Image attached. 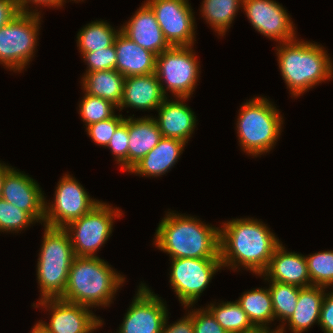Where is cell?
I'll return each mask as SVG.
<instances>
[{
    "instance_id": "1",
    "label": "cell",
    "mask_w": 333,
    "mask_h": 333,
    "mask_svg": "<svg viewBox=\"0 0 333 333\" xmlns=\"http://www.w3.org/2000/svg\"><path fill=\"white\" fill-rule=\"evenodd\" d=\"M276 237L267 224L257 218H236L223 222L219 241L222 268L240 270L243 267L257 276L261 275L281 243Z\"/></svg>"
},
{
    "instance_id": "2",
    "label": "cell",
    "mask_w": 333,
    "mask_h": 333,
    "mask_svg": "<svg viewBox=\"0 0 333 333\" xmlns=\"http://www.w3.org/2000/svg\"><path fill=\"white\" fill-rule=\"evenodd\" d=\"M153 240L156 248L171 259L220 258V227L205 224L194 216L167 212Z\"/></svg>"
},
{
    "instance_id": "3",
    "label": "cell",
    "mask_w": 333,
    "mask_h": 333,
    "mask_svg": "<svg viewBox=\"0 0 333 333\" xmlns=\"http://www.w3.org/2000/svg\"><path fill=\"white\" fill-rule=\"evenodd\" d=\"M276 50L281 76L294 98L333 78V61L318 43L295 38L279 43Z\"/></svg>"
},
{
    "instance_id": "4",
    "label": "cell",
    "mask_w": 333,
    "mask_h": 333,
    "mask_svg": "<svg viewBox=\"0 0 333 333\" xmlns=\"http://www.w3.org/2000/svg\"><path fill=\"white\" fill-rule=\"evenodd\" d=\"M124 281V275L98 256H75L60 299L92 309L109 307Z\"/></svg>"
},
{
    "instance_id": "5",
    "label": "cell",
    "mask_w": 333,
    "mask_h": 333,
    "mask_svg": "<svg viewBox=\"0 0 333 333\" xmlns=\"http://www.w3.org/2000/svg\"><path fill=\"white\" fill-rule=\"evenodd\" d=\"M248 101L239 109L236 130L242 151L257 157L274 148L284 120L279 109L267 98L258 96Z\"/></svg>"
},
{
    "instance_id": "6",
    "label": "cell",
    "mask_w": 333,
    "mask_h": 333,
    "mask_svg": "<svg viewBox=\"0 0 333 333\" xmlns=\"http://www.w3.org/2000/svg\"><path fill=\"white\" fill-rule=\"evenodd\" d=\"M44 226L43 241L37 261L40 299L60 298L65 292L70 266L75 254L64 228Z\"/></svg>"
},
{
    "instance_id": "7",
    "label": "cell",
    "mask_w": 333,
    "mask_h": 333,
    "mask_svg": "<svg viewBox=\"0 0 333 333\" xmlns=\"http://www.w3.org/2000/svg\"><path fill=\"white\" fill-rule=\"evenodd\" d=\"M41 14L20 13L0 28V64L21 73L32 61L39 40Z\"/></svg>"
},
{
    "instance_id": "8",
    "label": "cell",
    "mask_w": 333,
    "mask_h": 333,
    "mask_svg": "<svg viewBox=\"0 0 333 333\" xmlns=\"http://www.w3.org/2000/svg\"><path fill=\"white\" fill-rule=\"evenodd\" d=\"M192 48L171 46L156 56L155 74L166 97L169 91L174 98H191L195 91L201 68Z\"/></svg>"
},
{
    "instance_id": "9",
    "label": "cell",
    "mask_w": 333,
    "mask_h": 333,
    "mask_svg": "<svg viewBox=\"0 0 333 333\" xmlns=\"http://www.w3.org/2000/svg\"><path fill=\"white\" fill-rule=\"evenodd\" d=\"M122 215L119 208L101 201L91 211L64 227L75 256L96 257V252L112 234L114 219Z\"/></svg>"
},
{
    "instance_id": "10",
    "label": "cell",
    "mask_w": 333,
    "mask_h": 333,
    "mask_svg": "<svg viewBox=\"0 0 333 333\" xmlns=\"http://www.w3.org/2000/svg\"><path fill=\"white\" fill-rule=\"evenodd\" d=\"M171 260L170 279L184 309L192 308L208 287L212 277L222 269L220 258H174Z\"/></svg>"
},
{
    "instance_id": "11",
    "label": "cell",
    "mask_w": 333,
    "mask_h": 333,
    "mask_svg": "<svg viewBox=\"0 0 333 333\" xmlns=\"http://www.w3.org/2000/svg\"><path fill=\"white\" fill-rule=\"evenodd\" d=\"M54 201H45L44 225L64 228L91 211L101 201L90 197L75 177L65 174L57 183Z\"/></svg>"
},
{
    "instance_id": "12",
    "label": "cell",
    "mask_w": 333,
    "mask_h": 333,
    "mask_svg": "<svg viewBox=\"0 0 333 333\" xmlns=\"http://www.w3.org/2000/svg\"><path fill=\"white\" fill-rule=\"evenodd\" d=\"M170 46H193L195 17L188 0H146Z\"/></svg>"
},
{
    "instance_id": "13",
    "label": "cell",
    "mask_w": 333,
    "mask_h": 333,
    "mask_svg": "<svg viewBox=\"0 0 333 333\" xmlns=\"http://www.w3.org/2000/svg\"><path fill=\"white\" fill-rule=\"evenodd\" d=\"M33 307L49 311L50 323L38 321L48 333H94L104 324L89 307L64 301L60 298L41 299ZM100 318V319H99Z\"/></svg>"
},
{
    "instance_id": "14",
    "label": "cell",
    "mask_w": 333,
    "mask_h": 333,
    "mask_svg": "<svg viewBox=\"0 0 333 333\" xmlns=\"http://www.w3.org/2000/svg\"><path fill=\"white\" fill-rule=\"evenodd\" d=\"M163 301L145 283H141L117 333H161L169 314Z\"/></svg>"
},
{
    "instance_id": "15",
    "label": "cell",
    "mask_w": 333,
    "mask_h": 333,
    "mask_svg": "<svg viewBox=\"0 0 333 333\" xmlns=\"http://www.w3.org/2000/svg\"><path fill=\"white\" fill-rule=\"evenodd\" d=\"M242 9L251 26L276 42L283 43L297 38L293 21L287 10L274 0H243Z\"/></svg>"
},
{
    "instance_id": "16",
    "label": "cell",
    "mask_w": 333,
    "mask_h": 333,
    "mask_svg": "<svg viewBox=\"0 0 333 333\" xmlns=\"http://www.w3.org/2000/svg\"><path fill=\"white\" fill-rule=\"evenodd\" d=\"M1 198L43 223L46 198L38 182L13 167L6 173Z\"/></svg>"
},
{
    "instance_id": "17",
    "label": "cell",
    "mask_w": 333,
    "mask_h": 333,
    "mask_svg": "<svg viewBox=\"0 0 333 333\" xmlns=\"http://www.w3.org/2000/svg\"><path fill=\"white\" fill-rule=\"evenodd\" d=\"M175 99L170 101L167 97L156 110L158 118L154 120L162 137L178 139L187 144L196 127V116L185 103L189 98L176 97Z\"/></svg>"
},
{
    "instance_id": "18",
    "label": "cell",
    "mask_w": 333,
    "mask_h": 333,
    "mask_svg": "<svg viewBox=\"0 0 333 333\" xmlns=\"http://www.w3.org/2000/svg\"><path fill=\"white\" fill-rule=\"evenodd\" d=\"M259 276L265 277V281L292 284L301 288L312 285L305 256L287 252L282 243L275 248L267 269Z\"/></svg>"
},
{
    "instance_id": "19",
    "label": "cell",
    "mask_w": 333,
    "mask_h": 333,
    "mask_svg": "<svg viewBox=\"0 0 333 333\" xmlns=\"http://www.w3.org/2000/svg\"><path fill=\"white\" fill-rule=\"evenodd\" d=\"M120 28L133 42L156 55L171 47L163 35L154 12L145 2Z\"/></svg>"
},
{
    "instance_id": "20",
    "label": "cell",
    "mask_w": 333,
    "mask_h": 333,
    "mask_svg": "<svg viewBox=\"0 0 333 333\" xmlns=\"http://www.w3.org/2000/svg\"><path fill=\"white\" fill-rule=\"evenodd\" d=\"M166 98L155 73L127 76L118 109L122 111L124 107H130L140 111L157 110Z\"/></svg>"
},
{
    "instance_id": "21",
    "label": "cell",
    "mask_w": 333,
    "mask_h": 333,
    "mask_svg": "<svg viewBox=\"0 0 333 333\" xmlns=\"http://www.w3.org/2000/svg\"><path fill=\"white\" fill-rule=\"evenodd\" d=\"M115 70L124 77L155 73L156 54L133 42L121 30L114 40Z\"/></svg>"
},
{
    "instance_id": "22",
    "label": "cell",
    "mask_w": 333,
    "mask_h": 333,
    "mask_svg": "<svg viewBox=\"0 0 333 333\" xmlns=\"http://www.w3.org/2000/svg\"><path fill=\"white\" fill-rule=\"evenodd\" d=\"M185 145L186 143L181 140L162 137L159 143L128 172L142 177L162 176L176 165Z\"/></svg>"
},
{
    "instance_id": "23",
    "label": "cell",
    "mask_w": 333,
    "mask_h": 333,
    "mask_svg": "<svg viewBox=\"0 0 333 333\" xmlns=\"http://www.w3.org/2000/svg\"><path fill=\"white\" fill-rule=\"evenodd\" d=\"M128 171L151 151L161 140L162 134L152 116H128Z\"/></svg>"
},
{
    "instance_id": "24",
    "label": "cell",
    "mask_w": 333,
    "mask_h": 333,
    "mask_svg": "<svg viewBox=\"0 0 333 333\" xmlns=\"http://www.w3.org/2000/svg\"><path fill=\"white\" fill-rule=\"evenodd\" d=\"M326 287L311 285L300 287L297 304L292 316L285 323L292 333H303L319 324L320 311Z\"/></svg>"
},
{
    "instance_id": "25",
    "label": "cell",
    "mask_w": 333,
    "mask_h": 333,
    "mask_svg": "<svg viewBox=\"0 0 333 333\" xmlns=\"http://www.w3.org/2000/svg\"><path fill=\"white\" fill-rule=\"evenodd\" d=\"M125 77L115 69L85 72L81 85L83 93L111 101L119 107Z\"/></svg>"
},
{
    "instance_id": "26",
    "label": "cell",
    "mask_w": 333,
    "mask_h": 333,
    "mask_svg": "<svg viewBox=\"0 0 333 333\" xmlns=\"http://www.w3.org/2000/svg\"><path fill=\"white\" fill-rule=\"evenodd\" d=\"M237 302L259 331H272L269 324L275 320L269 288H253L244 292Z\"/></svg>"
},
{
    "instance_id": "27",
    "label": "cell",
    "mask_w": 333,
    "mask_h": 333,
    "mask_svg": "<svg viewBox=\"0 0 333 333\" xmlns=\"http://www.w3.org/2000/svg\"><path fill=\"white\" fill-rule=\"evenodd\" d=\"M216 321L228 333H259L260 331L251 323L246 312L236 301H221V303H210L206 307Z\"/></svg>"
},
{
    "instance_id": "28",
    "label": "cell",
    "mask_w": 333,
    "mask_h": 333,
    "mask_svg": "<svg viewBox=\"0 0 333 333\" xmlns=\"http://www.w3.org/2000/svg\"><path fill=\"white\" fill-rule=\"evenodd\" d=\"M243 0H203L201 15L211 29L224 36L234 21L236 13L242 7Z\"/></svg>"
},
{
    "instance_id": "29",
    "label": "cell",
    "mask_w": 333,
    "mask_h": 333,
    "mask_svg": "<svg viewBox=\"0 0 333 333\" xmlns=\"http://www.w3.org/2000/svg\"><path fill=\"white\" fill-rule=\"evenodd\" d=\"M106 21H92L81 28L77 33V47L81 56L84 53L93 52L111 46L119 30L113 29Z\"/></svg>"
},
{
    "instance_id": "30",
    "label": "cell",
    "mask_w": 333,
    "mask_h": 333,
    "mask_svg": "<svg viewBox=\"0 0 333 333\" xmlns=\"http://www.w3.org/2000/svg\"><path fill=\"white\" fill-rule=\"evenodd\" d=\"M269 291L272 298V305L274 311V318L281 321L276 329L272 331H278L279 333H285V323L294 313L300 287L292 284H284L276 281H268Z\"/></svg>"
},
{
    "instance_id": "31",
    "label": "cell",
    "mask_w": 333,
    "mask_h": 333,
    "mask_svg": "<svg viewBox=\"0 0 333 333\" xmlns=\"http://www.w3.org/2000/svg\"><path fill=\"white\" fill-rule=\"evenodd\" d=\"M305 258L311 284L326 288L333 286V250L319 251Z\"/></svg>"
},
{
    "instance_id": "32",
    "label": "cell",
    "mask_w": 333,
    "mask_h": 333,
    "mask_svg": "<svg viewBox=\"0 0 333 333\" xmlns=\"http://www.w3.org/2000/svg\"><path fill=\"white\" fill-rule=\"evenodd\" d=\"M79 114L81 120L85 123V127L99 121L110 119L115 115V109L118 107L111 101L100 97L84 94L83 99L79 103Z\"/></svg>"
},
{
    "instance_id": "33",
    "label": "cell",
    "mask_w": 333,
    "mask_h": 333,
    "mask_svg": "<svg viewBox=\"0 0 333 333\" xmlns=\"http://www.w3.org/2000/svg\"><path fill=\"white\" fill-rule=\"evenodd\" d=\"M36 221L25 211L0 198V232L18 233Z\"/></svg>"
},
{
    "instance_id": "34",
    "label": "cell",
    "mask_w": 333,
    "mask_h": 333,
    "mask_svg": "<svg viewBox=\"0 0 333 333\" xmlns=\"http://www.w3.org/2000/svg\"><path fill=\"white\" fill-rule=\"evenodd\" d=\"M128 141V118H125V120L117 127L106 146L110 149V152L112 151L115 161L120 164V168L123 171H128Z\"/></svg>"
},
{
    "instance_id": "35",
    "label": "cell",
    "mask_w": 333,
    "mask_h": 333,
    "mask_svg": "<svg viewBox=\"0 0 333 333\" xmlns=\"http://www.w3.org/2000/svg\"><path fill=\"white\" fill-rule=\"evenodd\" d=\"M124 120L122 114L114 115L110 119L86 126V131L96 145L106 148L115 130Z\"/></svg>"
},
{
    "instance_id": "36",
    "label": "cell",
    "mask_w": 333,
    "mask_h": 333,
    "mask_svg": "<svg viewBox=\"0 0 333 333\" xmlns=\"http://www.w3.org/2000/svg\"><path fill=\"white\" fill-rule=\"evenodd\" d=\"M82 57L87 65L86 72L115 69L116 66V50L114 43L106 48L84 53Z\"/></svg>"
},
{
    "instance_id": "37",
    "label": "cell",
    "mask_w": 333,
    "mask_h": 333,
    "mask_svg": "<svg viewBox=\"0 0 333 333\" xmlns=\"http://www.w3.org/2000/svg\"><path fill=\"white\" fill-rule=\"evenodd\" d=\"M190 310L194 333H228L206 307Z\"/></svg>"
},
{
    "instance_id": "38",
    "label": "cell",
    "mask_w": 333,
    "mask_h": 333,
    "mask_svg": "<svg viewBox=\"0 0 333 333\" xmlns=\"http://www.w3.org/2000/svg\"><path fill=\"white\" fill-rule=\"evenodd\" d=\"M318 325L324 333H333V290L325 292Z\"/></svg>"
},
{
    "instance_id": "39",
    "label": "cell",
    "mask_w": 333,
    "mask_h": 333,
    "mask_svg": "<svg viewBox=\"0 0 333 333\" xmlns=\"http://www.w3.org/2000/svg\"><path fill=\"white\" fill-rule=\"evenodd\" d=\"M73 1V0H70ZM66 0H15L16 6L20 13H33V14H41L40 11L38 12L37 7H40L38 5L44 6V7H55L61 9L63 4H65ZM29 4H34L35 9L33 11L29 9Z\"/></svg>"
},
{
    "instance_id": "40",
    "label": "cell",
    "mask_w": 333,
    "mask_h": 333,
    "mask_svg": "<svg viewBox=\"0 0 333 333\" xmlns=\"http://www.w3.org/2000/svg\"><path fill=\"white\" fill-rule=\"evenodd\" d=\"M168 318L167 314L161 333H194L193 321L189 313H186V316L184 315L183 318L170 325H167Z\"/></svg>"
},
{
    "instance_id": "41",
    "label": "cell",
    "mask_w": 333,
    "mask_h": 333,
    "mask_svg": "<svg viewBox=\"0 0 333 333\" xmlns=\"http://www.w3.org/2000/svg\"><path fill=\"white\" fill-rule=\"evenodd\" d=\"M17 14L19 10L15 0H0V28L7 25Z\"/></svg>"
},
{
    "instance_id": "42",
    "label": "cell",
    "mask_w": 333,
    "mask_h": 333,
    "mask_svg": "<svg viewBox=\"0 0 333 333\" xmlns=\"http://www.w3.org/2000/svg\"><path fill=\"white\" fill-rule=\"evenodd\" d=\"M11 168H12V166H8L5 163L0 162V198H1V194H2V187H3L5 175Z\"/></svg>"
},
{
    "instance_id": "43",
    "label": "cell",
    "mask_w": 333,
    "mask_h": 333,
    "mask_svg": "<svg viewBox=\"0 0 333 333\" xmlns=\"http://www.w3.org/2000/svg\"><path fill=\"white\" fill-rule=\"evenodd\" d=\"M30 333H48L44 328H42L38 322L31 328Z\"/></svg>"
},
{
    "instance_id": "44",
    "label": "cell",
    "mask_w": 333,
    "mask_h": 333,
    "mask_svg": "<svg viewBox=\"0 0 333 333\" xmlns=\"http://www.w3.org/2000/svg\"><path fill=\"white\" fill-rule=\"evenodd\" d=\"M259 333H279L278 331H260Z\"/></svg>"
}]
</instances>
